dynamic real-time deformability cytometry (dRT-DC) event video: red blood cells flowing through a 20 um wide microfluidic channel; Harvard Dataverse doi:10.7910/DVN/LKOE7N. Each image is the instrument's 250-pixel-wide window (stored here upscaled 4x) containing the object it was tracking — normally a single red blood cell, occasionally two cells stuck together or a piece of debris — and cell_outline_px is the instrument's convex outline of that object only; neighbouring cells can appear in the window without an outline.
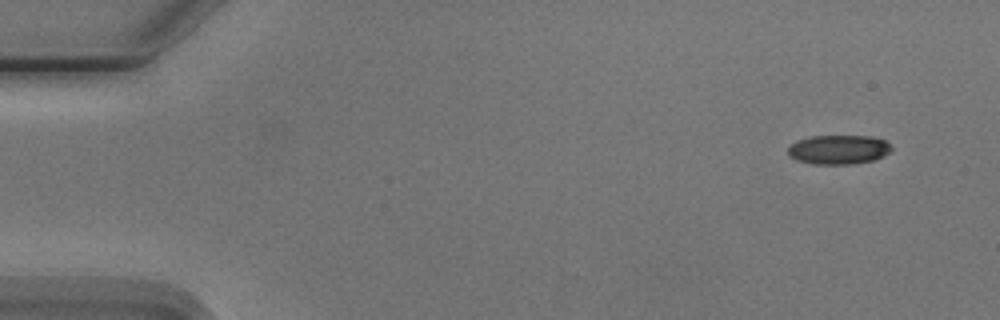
{"species": "Egyptian fruit bat (a non-hibernating species)", "species_latin": "Rousettus aegyptiacus", "temperature_condition": "cold", "stored_images_in_passage": 3, "camera_frame_rate_fps": 3000, "um_per_image_px": 0.085, "animal": {"sex": "male"}, "frame": {"image": 1, "passage_image": 1, "time_ms": 0.0, "image_size_px": [1000, 320], "cell_outline_px": [[892, 148], [884, 156], [872, 160], [852, 164], [812, 164], [796, 160], [788, 156], [788, 148], [796, 140], [808, 136], [868, 136], [884, 140]], "centroid_in_image_um": [71.22, 12.71], "position_along_channel_um": 13.8, "area_um2": 17.63}}